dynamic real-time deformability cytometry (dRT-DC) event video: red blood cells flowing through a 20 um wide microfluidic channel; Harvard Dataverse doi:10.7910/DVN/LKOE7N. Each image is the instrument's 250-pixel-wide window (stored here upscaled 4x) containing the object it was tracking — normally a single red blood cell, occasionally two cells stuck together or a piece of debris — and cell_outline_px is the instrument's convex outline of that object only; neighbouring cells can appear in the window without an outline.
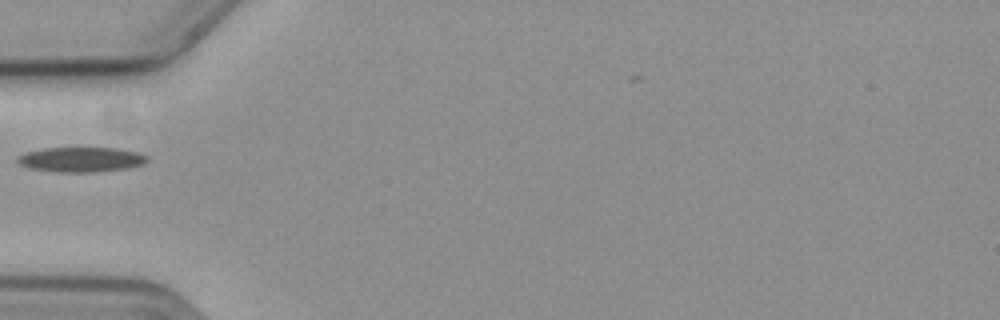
{"species": "common noctule bat (a hibernating species)", "species_latin": "Nyctalus noctula", "temperature_condition": "cold", "stored_images_in_passage": 35, "camera_frame_rate_fps": 3000, "um_per_image_px": 0.085, "animal": {"sex": "female", "body_mass_g": 19.3, "forearm_length_mm": 54.1}, "frame": {"image": 1, "passage_image": 1, "time_ms": 0.0, "image_size_px": [1000, 320], "cell_outline_px": [[148, 160], [144, 164], [124, 168], [96, 172], [56, 172], [28, 168], [20, 164], [16, 160], [16, 156], [24, 152], [44, 148], [120, 148], [140, 152], [148, 156]], "centroid_in_image_um": [6.88, 13.55], "position_along_channel_um": 78.1, "area_um2": 19.02}}
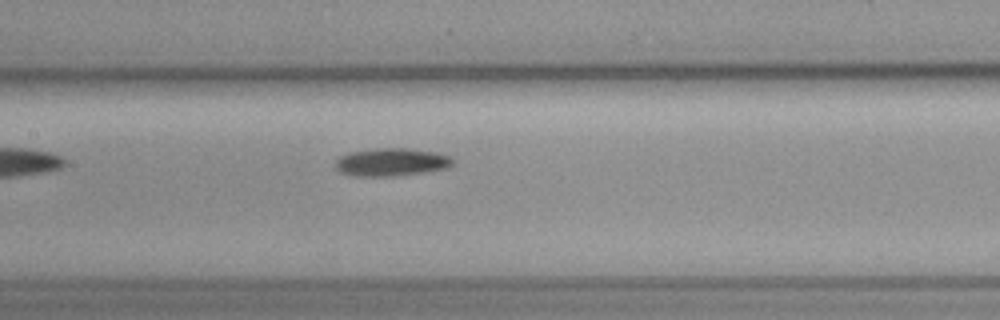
{"frame": {"image": 2, "passage_image": 9, "time_ms": 2.667, "image_size_px": [1000, 320], "cell_outline_px": [[456, 160], [448, 168], [424, 172], [392, 176], [360, 176], [340, 172], [336, 168], [336, 160], [340, 156], [348, 152], [372, 148], [408, 148], [436, 152], [452, 156]], "centroid_in_image_um": [33.31, 13.76], "position_along_channel_um": 174.1, "area_um2": 19.25}}
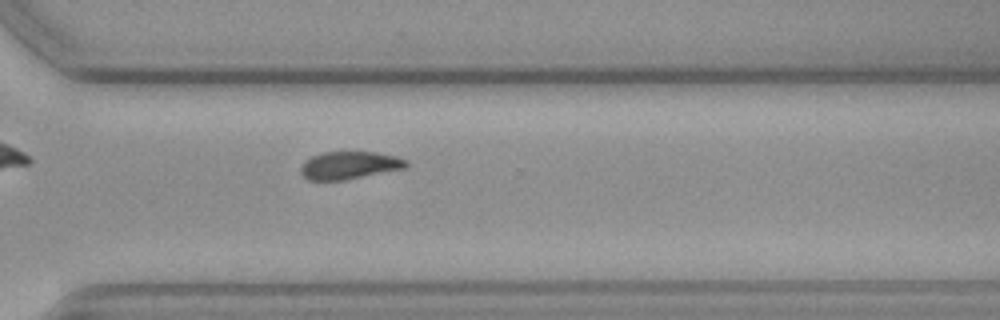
{"frame": {"image": 3, "passage_image": 23, "time_ms": 7.333, "image_size_px": [1000, 320], "cell_outline_px": [[408, 168], [344, 180], [308, 180], [300, 172], [300, 168], [304, 160], [312, 156], [324, 152], [376, 152], [396, 156], [408, 160]], "centroid_in_image_um": [29.73, 14.05], "position_along_channel_um": 340.9, "area_um2": 17.17}}